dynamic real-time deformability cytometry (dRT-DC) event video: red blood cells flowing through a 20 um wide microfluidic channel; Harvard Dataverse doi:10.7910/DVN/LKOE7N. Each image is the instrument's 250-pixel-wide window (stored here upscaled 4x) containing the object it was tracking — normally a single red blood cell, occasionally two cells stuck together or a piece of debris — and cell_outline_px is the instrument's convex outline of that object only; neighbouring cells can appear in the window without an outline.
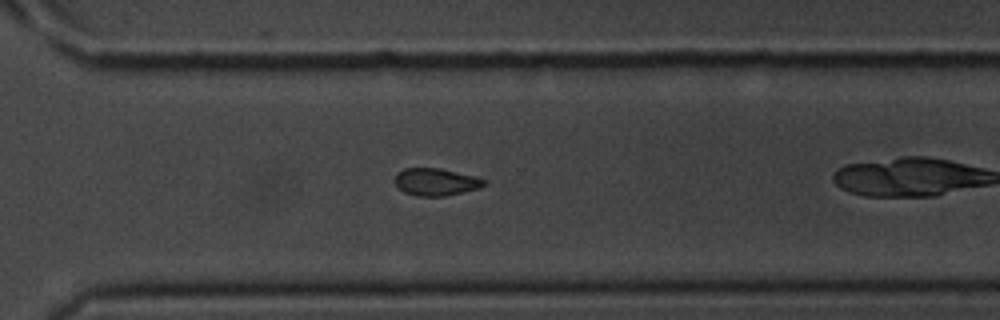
{"species": "common noctule bat (a hibernating species)", "species_latin": "Nyctalus noctula", "temperature_condition": "room temperature", "stored_images_in_passage": 28, "camera_frame_rate_fps": 3000, "um_per_image_px": 0.085, "animal": {"sex": "male", "body_mass_g": 20.1, "forearm_length_mm": 53.5}, "frame": {"image": 1, "passage_image": 24, "time_ms": 7.667, "image_size_px": [1000, 320], "cell_outline_px": [[488, 184], [480, 188], [444, 196], [416, 196], [404, 192], [396, 184], [396, 172], [404, 168], [440, 168], [488, 180]], "centroid_in_image_um": [37.07, 15.46], "position_along_channel_um": 333.5, "area_um2": 14.16}}